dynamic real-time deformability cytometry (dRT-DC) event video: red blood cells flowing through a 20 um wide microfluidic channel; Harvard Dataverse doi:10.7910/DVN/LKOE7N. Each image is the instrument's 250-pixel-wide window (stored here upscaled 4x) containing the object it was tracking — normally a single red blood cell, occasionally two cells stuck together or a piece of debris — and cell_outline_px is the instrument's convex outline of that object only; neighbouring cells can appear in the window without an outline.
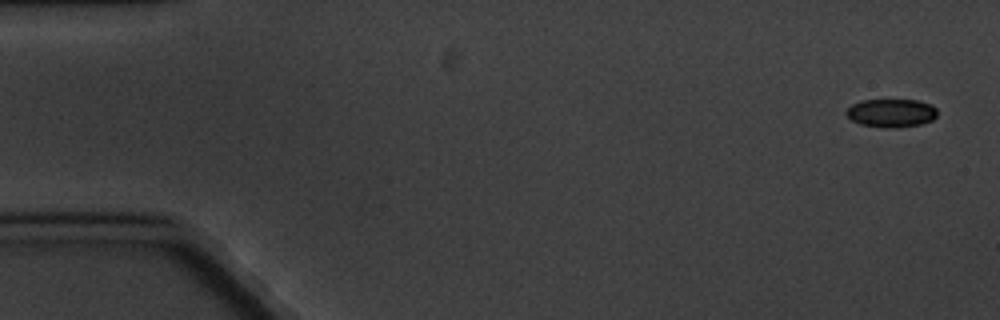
{"species": "common noctule bat (a hibernating species)", "species_latin": "Nyctalus noctula", "temperature_condition": "cold", "stored_images_in_passage": 6, "camera_frame_rate_fps": 3000, "um_per_image_px": 0.085, "animal": {"sex": "male", "body_mass_g": 20.1, "forearm_length_mm": 53.5}, "frame": {"image": 1, "passage_image": 1, "time_ms": 0.0, "image_size_px": [1000, 320], "cell_outline_px": [[936, 116], [932, 120], [920, 124], [888, 128], [860, 124], [852, 120], [844, 112], [852, 104], [860, 100], [916, 100], [928, 104], [936, 108]], "centroid_in_image_um": [75.72, 9.6], "position_along_channel_um": 9.3, "area_um2": 14.8}}
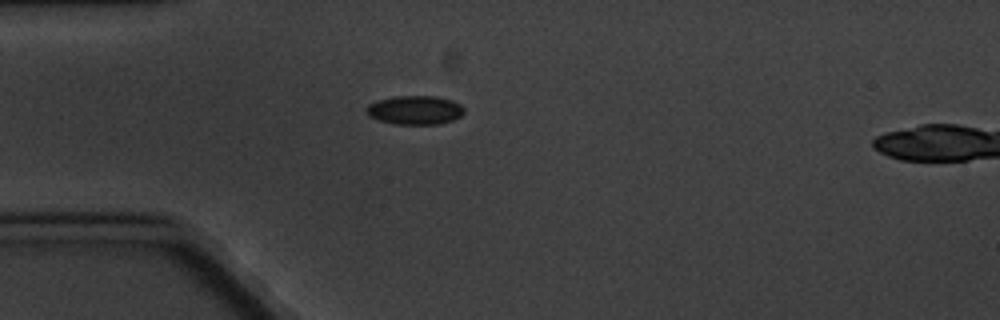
{"frame": {"image": 2, "passage_image": 5, "time_ms": 4.667, "image_size_px": [1000, 320], "cell_outline_px": [[464, 112], [460, 116], [452, 120], [440, 124], [396, 124], [380, 120], [368, 116], [364, 108], [368, 104], [376, 100], [392, 96], [436, 96], [452, 100], [460, 104], [464, 108]], "centroid_in_image_um": [35.24, 9.34], "position_along_channel_um": 49.8, "area_um2": 16.59}}